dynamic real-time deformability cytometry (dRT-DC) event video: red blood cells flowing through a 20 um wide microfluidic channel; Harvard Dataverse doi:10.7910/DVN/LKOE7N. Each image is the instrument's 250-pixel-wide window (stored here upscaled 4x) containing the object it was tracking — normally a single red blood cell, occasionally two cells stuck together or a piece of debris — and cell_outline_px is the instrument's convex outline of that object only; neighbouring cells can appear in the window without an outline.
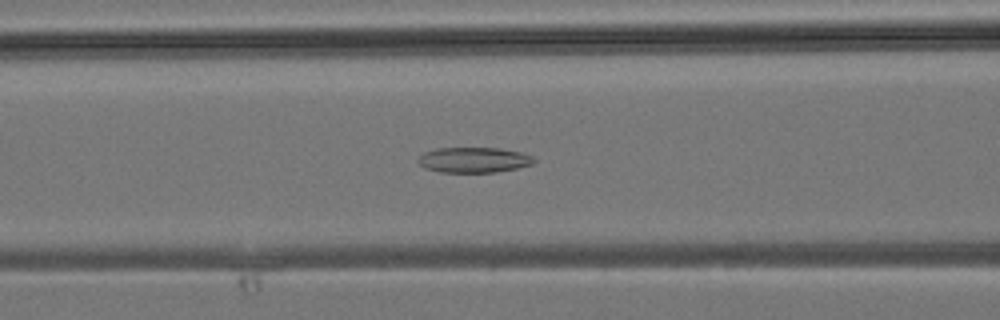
{"species": "common noctule bat (a hibernating species)", "species_latin": "Nyctalus noctula", "temperature_condition": "room temperature", "stored_images_in_passage": 22, "camera_frame_rate_fps": 3000, "um_per_image_px": 0.085, "animal": {"sex": "male", "body_mass_g": 19.2, "forearm_length_mm": 51.8}, "frame": {"image": 1, "passage_image": 5, "time_ms": 1.333, "image_size_px": [1000, 320], "cell_outline_px": [[536, 160], [532, 164], [516, 168], [496, 172], [440, 172], [424, 168], [416, 160], [424, 152], [436, 148], [500, 148], [520, 152], [532, 156]], "centroid_in_image_um": [40.25, 13.59], "position_along_channel_um": 126.4, "area_um2": 17.11}}
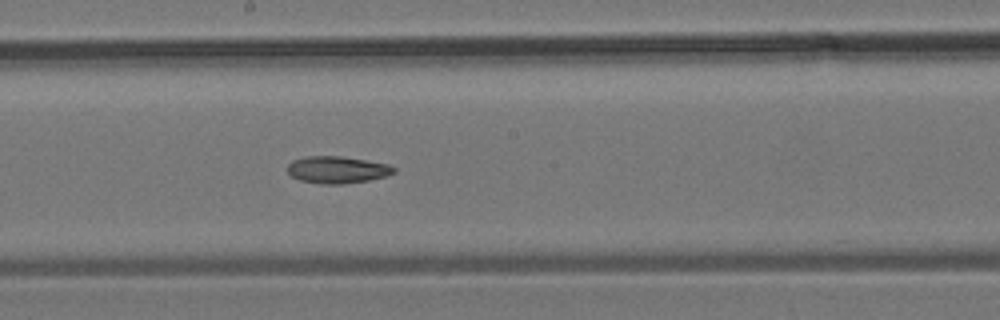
{"frame": {"image": 2, "passage_image": 10, "time_ms": 3.0, "image_size_px": [1000, 320], "cell_outline_px": [[396, 172], [384, 176], [368, 180], [340, 184], [320, 184], [300, 180], [292, 176], [288, 172], [288, 164], [292, 160], [304, 156], [340, 156], [388, 164], [396, 168]], "centroid_in_image_um": [28.64, 14.42], "position_along_channel_um": 219.6, "area_um2": 16.65}}
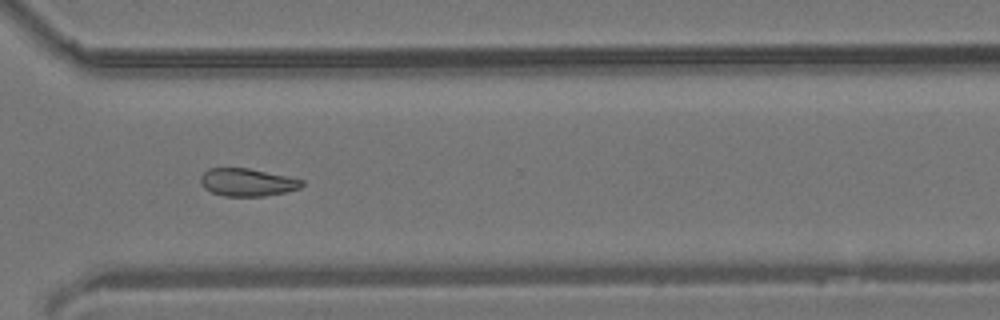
{"frame": {"image": 3, "passage_image": 17, "time_ms": 5.333, "image_size_px": [1000, 320], "cell_outline_px": [[304, 184], [300, 188], [288, 192], [264, 196], [224, 196], [212, 192], [204, 188], [200, 184], [200, 176], [208, 168], [248, 168], [304, 180]], "centroid_in_image_um": [21.01, 15.5], "position_along_channel_um": 349.6, "area_um2": 16.42}}